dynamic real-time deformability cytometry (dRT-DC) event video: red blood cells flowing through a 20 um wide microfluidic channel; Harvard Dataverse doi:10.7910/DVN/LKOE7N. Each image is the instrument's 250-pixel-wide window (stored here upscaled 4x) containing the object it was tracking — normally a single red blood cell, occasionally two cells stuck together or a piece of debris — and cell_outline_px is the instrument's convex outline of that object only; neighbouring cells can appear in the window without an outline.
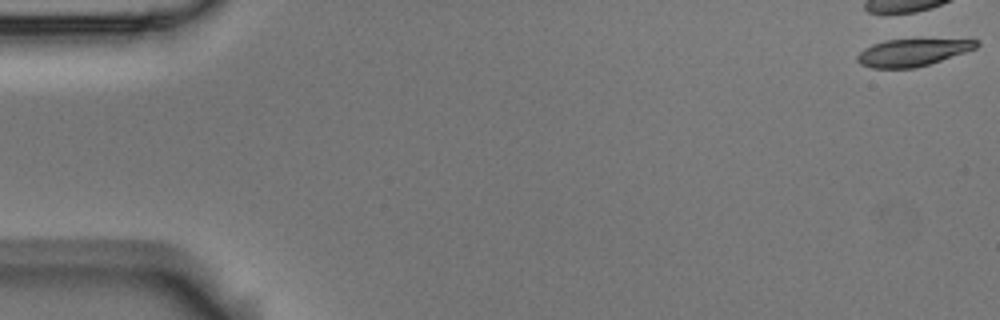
{"species": "Egyptian fruit bat (a non-hibernating species)", "species_latin": "Rousettus aegyptiacus", "temperature_condition": "room temperature", "stored_images_in_passage": 1, "camera_frame_rate_fps": 3000, "um_per_image_px": 0.085, "animal": {"sex": "male"}, "frame": {"image": 1, "passage_image": 1, "time_ms": 0.0, "image_size_px": [1000, 320], "cell_outline_px": [[980, 44], [976, 48], [916, 68], [872, 68], [860, 64], [856, 60], [856, 56], [864, 48], [872, 44], [884, 40], [980, 40]], "centroid_in_image_um": [77.49, 4.47], "position_along_channel_um": 7.5, "area_um2": 18.55}}